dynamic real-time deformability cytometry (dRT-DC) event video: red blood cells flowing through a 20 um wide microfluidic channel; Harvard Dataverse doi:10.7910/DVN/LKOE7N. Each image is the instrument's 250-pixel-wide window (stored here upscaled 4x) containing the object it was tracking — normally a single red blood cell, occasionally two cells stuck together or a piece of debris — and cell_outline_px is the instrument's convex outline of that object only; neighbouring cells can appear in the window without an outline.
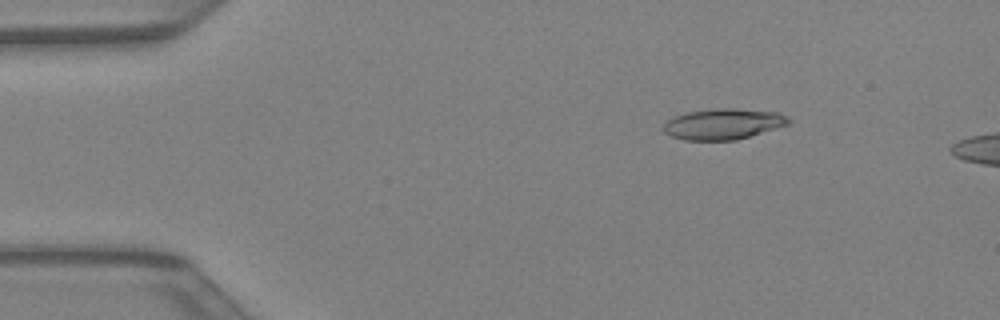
{"species": "Egyptian fruit bat (a non-hibernating species)", "species_latin": "Rousettus aegyptiacus", "temperature_condition": "warm", "stored_images_in_passage": 10, "camera_frame_rate_fps": 3000, "um_per_image_px": 0.085, "animal": {"sex": "female"}, "frame": {"image": 1, "passage_image": 6, "time_ms": 1.667, "image_size_px": [1000, 320], "cell_outline_px": [[792, 120], [788, 124], [736, 140], [684, 140], [672, 136], [664, 132], [664, 124], [672, 116], [688, 112], [716, 108], [732, 108], [780, 112], [788, 116]], "centroid_in_image_um": [61.48, 10.53], "position_along_channel_um": 23.5, "area_um2": 22.43}}